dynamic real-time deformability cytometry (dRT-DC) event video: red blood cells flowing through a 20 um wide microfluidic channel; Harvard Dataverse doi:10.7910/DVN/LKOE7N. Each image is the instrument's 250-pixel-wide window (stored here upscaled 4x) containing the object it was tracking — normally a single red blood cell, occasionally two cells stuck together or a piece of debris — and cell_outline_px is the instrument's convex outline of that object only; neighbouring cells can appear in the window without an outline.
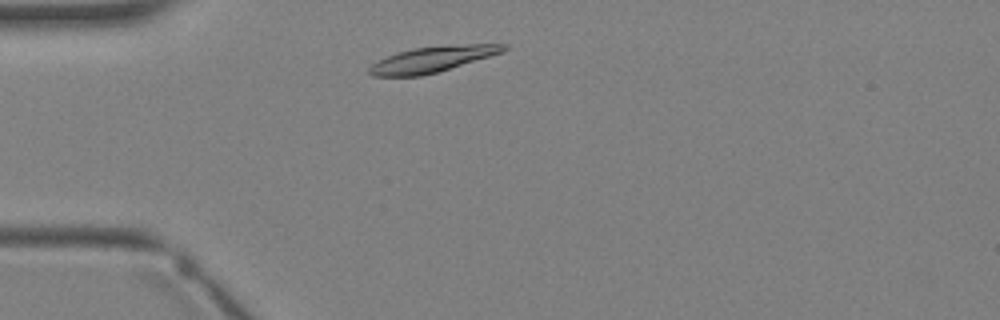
{"species": "Egyptian fruit bat (a non-hibernating species)", "species_latin": "Rousettus aegyptiacus", "temperature_condition": "warm", "stored_images_in_passage": 1, "camera_frame_rate_fps": 3000, "um_per_image_px": 0.085, "animal": {"sex": "female"}, "frame": {"image": 1, "passage_image": 1, "time_ms": 0.0, "image_size_px": [1000, 320], "cell_outline_px": [[508, 48], [504, 52], [436, 72], [420, 76], [372, 76], [368, 72], [368, 68], [372, 64], [388, 56], [412, 48], [452, 44], [508, 44]], "centroid_in_image_um": [36.78, 5.02], "position_along_channel_um": 48.2, "area_um2": 20.0}}